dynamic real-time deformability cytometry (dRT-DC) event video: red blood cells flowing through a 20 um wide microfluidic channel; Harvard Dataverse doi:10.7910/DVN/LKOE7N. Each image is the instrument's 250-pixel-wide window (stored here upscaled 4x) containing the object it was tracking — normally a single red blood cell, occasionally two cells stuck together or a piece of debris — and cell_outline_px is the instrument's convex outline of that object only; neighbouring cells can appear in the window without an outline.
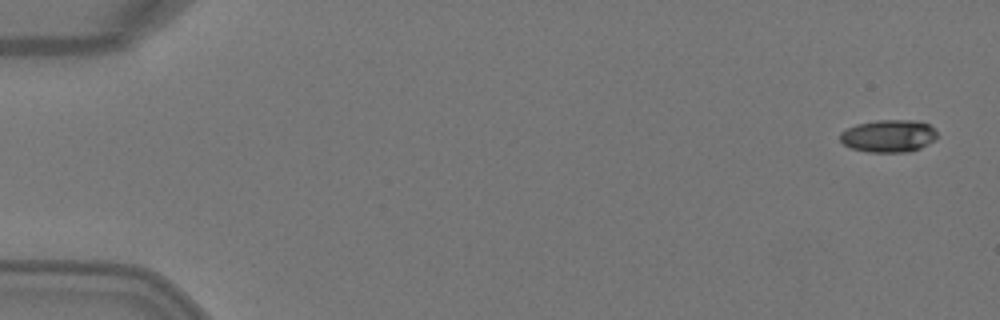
{"species": "Egyptian fruit bat (a non-hibernating species)", "species_latin": "Rousettus aegyptiacus", "temperature_condition": "warm", "stored_images_in_passage": 5, "camera_frame_rate_fps": 3000, "um_per_image_px": 0.085, "animal": {"sex": "female"}, "frame": {"image": 1, "passage_image": 1, "time_ms": 0.0, "image_size_px": [1000, 320], "cell_outline_px": [[936, 140], [920, 148], [908, 152], [868, 152], [852, 148], [844, 144], [840, 140], [840, 132], [856, 124], [876, 120], [916, 120], [928, 124], [936, 132]], "centroid_in_image_um": [75.53, 11.55], "position_along_channel_um": 9.5, "area_um2": 18.38}}
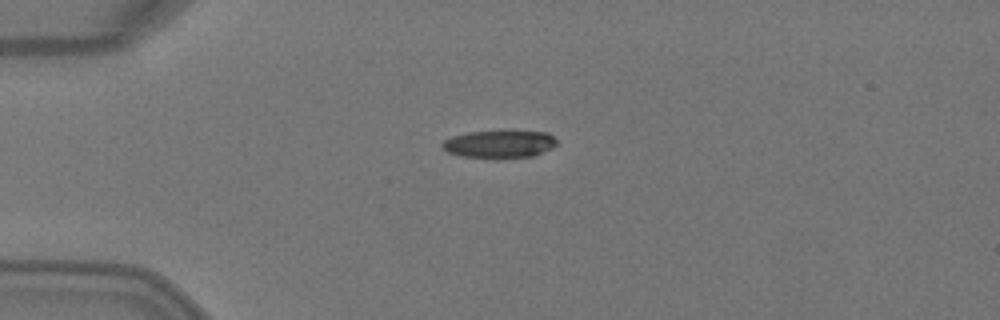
{"frame": {"image": 2, "passage_image": 4, "time_ms": 1.0, "image_size_px": [1000, 320], "cell_outline_px": [[556, 144], [552, 148], [532, 156], [460, 156], [448, 152], [440, 148], [440, 144], [444, 140], [452, 136], [468, 132], [548, 132], [556, 140]], "centroid_in_image_um": [42.4, 12.23], "position_along_channel_um": 42.6, "area_um2": 17.63}}